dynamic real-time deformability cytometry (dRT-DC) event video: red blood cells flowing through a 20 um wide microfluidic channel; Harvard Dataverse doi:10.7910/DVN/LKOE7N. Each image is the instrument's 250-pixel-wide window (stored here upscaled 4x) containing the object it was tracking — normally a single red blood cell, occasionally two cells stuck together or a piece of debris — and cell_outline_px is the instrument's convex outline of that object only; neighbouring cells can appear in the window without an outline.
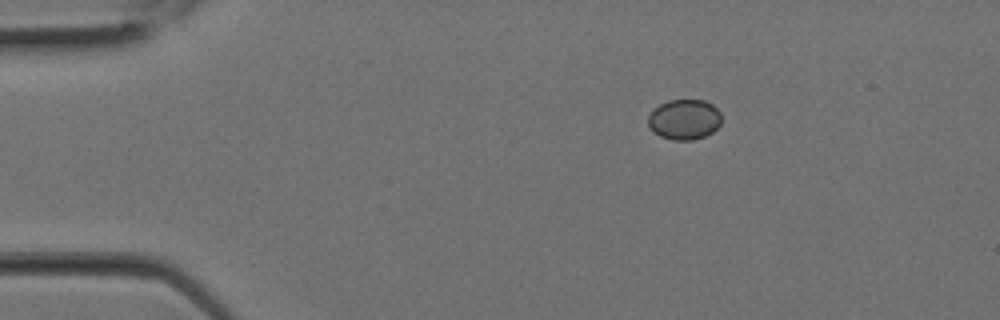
{"species": "Egyptian fruit bat (a non-hibernating species)", "species_latin": "Rousettus aegyptiacus", "temperature_condition": "room temperature", "stored_images_in_passage": 1, "camera_frame_rate_fps": 3000, "um_per_image_px": 0.085, "animal": {"sex": "female"}, "frame": {"image": 1, "passage_image": 1, "time_ms": 0.0, "image_size_px": [1000, 320], "cell_outline_px": [[720, 124], [712, 132], [704, 136], [692, 140], [672, 140], [660, 136], [652, 132], [648, 128], [648, 116], [660, 104], [668, 100], [704, 100], [712, 104], [720, 112]], "centroid_in_image_um": [58.14, 10.16], "position_along_channel_um": 26.9, "area_um2": 17.22}}